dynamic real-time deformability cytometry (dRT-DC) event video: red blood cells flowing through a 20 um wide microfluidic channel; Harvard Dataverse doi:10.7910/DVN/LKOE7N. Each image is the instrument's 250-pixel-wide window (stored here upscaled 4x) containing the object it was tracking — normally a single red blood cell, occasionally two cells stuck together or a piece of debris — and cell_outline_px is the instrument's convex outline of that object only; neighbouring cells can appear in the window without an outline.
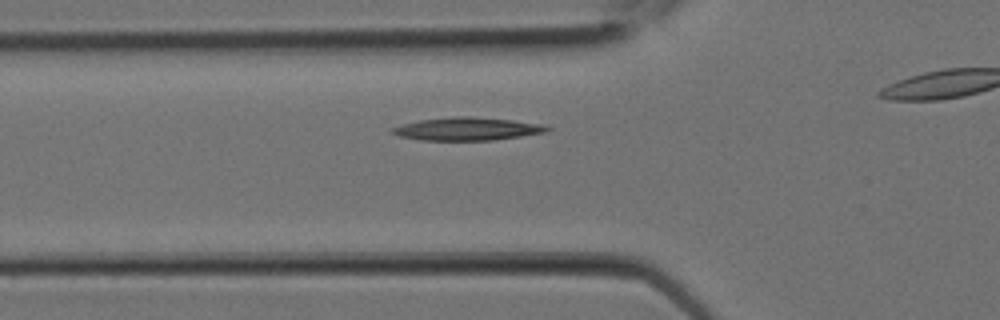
{"species": "Egyptian fruit bat (a non-hibernating species)", "species_latin": "Rousettus aegyptiacus", "temperature_condition": "room temperature", "stored_images_in_passage": 8, "segment_of_instrument_passage": [1, 2], "camera_frame_rate_fps": 3000, "um_per_image_px": 0.085, "animal": {"sex": "female"}, "frame": {"image": 1, "passage_image": 4, "time_ms": 1.0, "image_size_px": [1000, 320], "cell_outline_px": [[552, 128], [548, 132], [492, 140], [424, 140], [400, 136], [388, 132], [392, 128], [404, 124], [420, 120], [452, 116], [472, 116], [512, 120], [544, 124]], "centroid_in_image_um": [39.75, 10.95], "position_along_channel_um": 86.0, "area_um2": 20.69}}
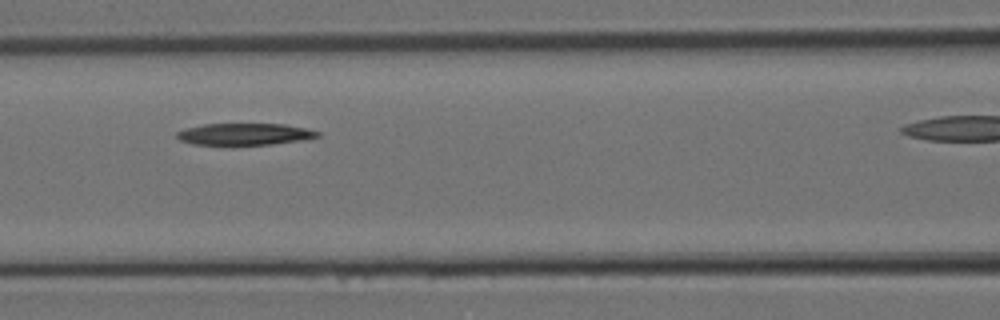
{"frame": {"image": 2, "passage_image": 6, "time_ms": 1.667, "image_size_px": [1000, 320], "cell_outline_px": [[320, 136], [304, 140], [272, 144], [192, 144], [180, 140], [176, 136], [176, 132], [184, 128], [204, 124], [284, 124], [304, 128], [320, 132]], "centroid_in_image_um": [20.78, 11.39], "position_along_channel_um": 145.8, "area_um2": 17.69}}